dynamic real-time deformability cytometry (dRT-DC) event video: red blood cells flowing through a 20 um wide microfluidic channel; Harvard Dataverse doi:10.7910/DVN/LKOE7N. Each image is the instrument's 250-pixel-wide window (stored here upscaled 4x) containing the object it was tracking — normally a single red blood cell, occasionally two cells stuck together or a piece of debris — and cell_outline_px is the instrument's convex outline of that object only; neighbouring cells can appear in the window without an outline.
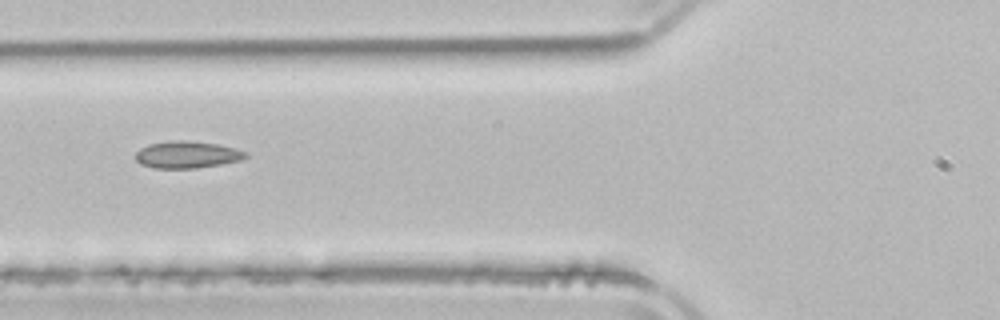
{"species": "common noctule bat (a hibernating species)", "species_latin": "Nyctalus noctula", "temperature_condition": "room temperature", "stored_images_in_passage": 6, "camera_frame_rate_fps": 3000, "um_per_image_px": 0.085, "animal": {"sex": "male", "body_mass_g": 21.5, "forearm_length_mm": 52.0}, "frame": {"image": 1, "passage_image": 5, "time_ms": 5.333, "image_size_px": [1000, 320], "cell_outline_px": [[248, 156], [240, 160], [220, 164], [196, 168], [156, 168], [140, 164], [136, 160], [136, 152], [140, 148], [148, 144], [172, 140], [180, 140], [216, 144], [248, 152]], "centroid_in_image_um": [15.87, 13.15], "position_along_channel_um": 109.9, "area_um2": 17.11}}
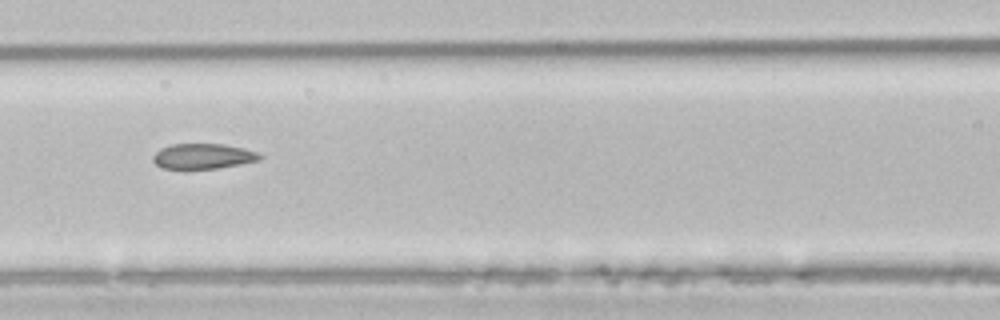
{"frame": {"image": 2, "passage_image": 6, "time_ms": 6.333, "image_size_px": [1000, 320], "cell_outline_px": [[264, 156], [260, 160], [240, 164], [216, 168], [164, 168], [156, 164], [152, 160], [152, 156], [160, 148], [172, 144], [224, 144], [244, 148], [256, 152]], "centroid_in_image_um": [17.27, 13.27], "position_along_channel_um": 149.3, "area_um2": 15.61}}